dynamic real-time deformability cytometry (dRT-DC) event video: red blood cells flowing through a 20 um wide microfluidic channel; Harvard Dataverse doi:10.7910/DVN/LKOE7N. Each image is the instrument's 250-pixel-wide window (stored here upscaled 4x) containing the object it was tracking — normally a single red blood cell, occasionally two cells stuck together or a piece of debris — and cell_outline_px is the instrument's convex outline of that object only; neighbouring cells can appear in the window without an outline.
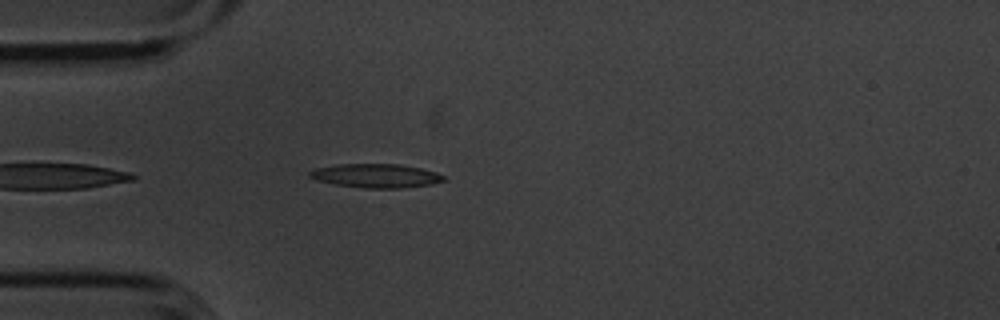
{"species": "common noctule bat (a hibernating species)", "species_latin": "Nyctalus noctula", "temperature_condition": "cold", "stored_images_in_passage": 6, "camera_frame_rate_fps": 3000, "um_per_image_px": 0.085, "animal": {"sex": "male", "body_mass_g": 20.1, "forearm_length_mm": 53.5}, "frame": {"image": 1, "passage_image": 2, "time_ms": 0.333, "image_size_px": [1000, 320], "cell_outline_px": [[444, 180], [432, 184], [400, 188], [364, 188], [336, 184], [316, 180], [308, 176], [308, 172], [316, 168], [336, 164], [396, 164], [420, 168], [436, 172], [444, 176]], "centroid_in_image_um": [31.92, 14.93], "position_along_channel_um": 53.1, "area_um2": 18.5}}
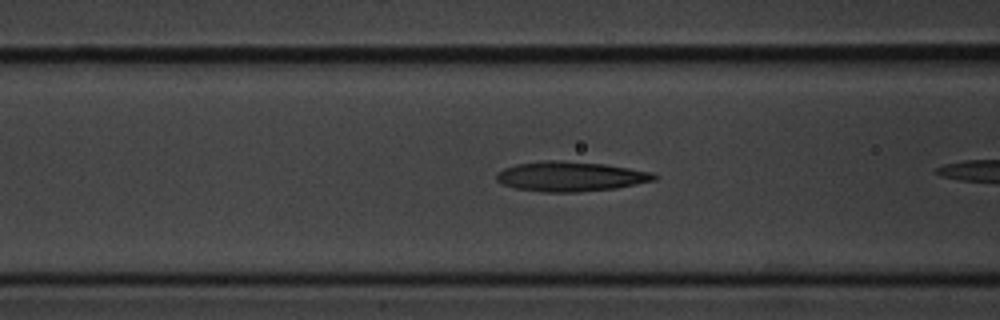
{"frame": {"image": 2, "passage_image": 5, "time_ms": 1.333, "image_size_px": [1000, 320], "cell_outline_px": [[660, 176], [656, 180], [616, 188], [576, 192], [544, 192], [516, 188], [504, 184], [496, 180], [496, 172], [504, 168], [516, 164], [544, 160], [552, 160], [604, 164], [652, 172]], "centroid_in_image_um": [48.5, 15.0], "position_along_channel_um": 118.1, "area_um2": 27.28}}